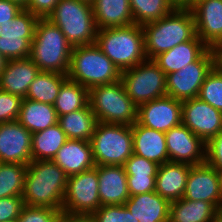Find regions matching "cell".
<instances>
[{
    "instance_id": "obj_35",
    "label": "cell",
    "mask_w": 222,
    "mask_h": 222,
    "mask_svg": "<svg viewBox=\"0 0 222 222\" xmlns=\"http://www.w3.org/2000/svg\"><path fill=\"white\" fill-rule=\"evenodd\" d=\"M198 98L222 112V68L216 65L204 79Z\"/></svg>"
},
{
    "instance_id": "obj_27",
    "label": "cell",
    "mask_w": 222,
    "mask_h": 222,
    "mask_svg": "<svg viewBox=\"0 0 222 222\" xmlns=\"http://www.w3.org/2000/svg\"><path fill=\"white\" fill-rule=\"evenodd\" d=\"M17 121L31 133H37L58 123V116L52 104L23 98Z\"/></svg>"
},
{
    "instance_id": "obj_25",
    "label": "cell",
    "mask_w": 222,
    "mask_h": 222,
    "mask_svg": "<svg viewBox=\"0 0 222 222\" xmlns=\"http://www.w3.org/2000/svg\"><path fill=\"white\" fill-rule=\"evenodd\" d=\"M207 49L208 47L196 36L169 51L158 54L152 61L167 75L195 62Z\"/></svg>"
},
{
    "instance_id": "obj_12",
    "label": "cell",
    "mask_w": 222,
    "mask_h": 222,
    "mask_svg": "<svg viewBox=\"0 0 222 222\" xmlns=\"http://www.w3.org/2000/svg\"><path fill=\"white\" fill-rule=\"evenodd\" d=\"M38 19L23 9L12 21L0 25V54L7 60L29 58Z\"/></svg>"
},
{
    "instance_id": "obj_30",
    "label": "cell",
    "mask_w": 222,
    "mask_h": 222,
    "mask_svg": "<svg viewBox=\"0 0 222 222\" xmlns=\"http://www.w3.org/2000/svg\"><path fill=\"white\" fill-rule=\"evenodd\" d=\"M67 140L59 123L43 131L32 133V160H52Z\"/></svg>"
},
{
    "instance_id": "obj_9",
    "label": "cell",
    "mask_w": 222,
    "mask_h": 222,
    "mask_svg": "<svg viewBox=\"0 0 222 222\" xmlns=\"http://www.w3.org/2000/svg\"><path fill=\"white\" fill-rule=\"evenodd\" d=\"M120 80L137 107L167 95L166 74L152 60L121 71Z\"/></svg>"
},
{
    "instance_id": "obj_37",
    "label": "cell",
    "mask_w": 222,
    "mask_h": 222,
    "mask_svg": "<svg viewBox=\"0 0 222 222\" xmlns=\"http://www.w3.org/2000/svg\"><path fill=\"white\" fill-rule=\"evenodd\" d=\"M61 215L57 209L24 205L17 222H57Z\"/></svg>"
},
{
    "instance_id": "obj_8",
    "label": "cell",
    "mask_w": 222,
    "mask_h": 222,
    "mask_svg": "<svg viewBox=\"0 0 222 222\" xmlns=\"http://www.w3.org/2000/svg\"><path fill=\"white\" fill-rule=\"evenodd\" d=\"M90 143L96 166H123L133 154L132 127L98 122Z\"/></svg>"
},
{
    "instance_id": "obj_34",
    "label": "cell",
    "mask_w": 222,
    "mask_h": 222,
    "mask_svg": "<svg viewBox=\"0 0 222 222\" xmlns=\"http://www.w3.org/2000/svg\"><path fill=\"white\" fill-rule=\"evenodd\" d=\"M27 165L0 163V198L22 196Z\"/></svg>"
},
{
    "instance_id": "obj_52",
    "label": "cell",
    "mask_w": 222,
    "mask_h": 222,
    "mask_svg": "<svg viewBox=\"0 0 222 222\" xmlns=\"http://www.w3.org/2000/svg\"><path fill=\"white\" fill-rule=\"evenodd\" d=\"M92 4L94 0H80Z\"/></svg>"
},
{
    "instance_id": "obj_3",
    "label": "cell",
    "mask_w": 222,
    "mask_h": 222,
    "mask_svg": "<svg viewBox=\"0 0 222 222\" xmlns=\"http://www.w3.org/2000/svg\"><path fill=\"white\" fill-rule=\"evenodd\" d=\"M72 46L47 18H39L31 43L30 59L40 71L68 74Z\"/></svg>"
},
{
    "instance_id": "obj_32",
    "label": "cell",
    "mask_w": 222,
    "mask_h": 222,
    "mask_svg": "<svg viewBox=\"0 0 222 222\" xmlns=\"http://www.w3.org/2000/svg\"><path fill=\"white\" fill-rule=\"evenodd\" d=\"M88 104L89 90L81 84L67 79L61 85L53 106L59 117L85 108Z\"/></svg>"
},
{
    "instance_id": "obj_38",
    "label": "cell",
    "mask_w": 222,
    "mask_h": 222,
    "mask_svg": "<svg viewBox=\"0 0 222 222\" xmlns=\"http://www.w3.org/2000/svg\"><path fill=\"white\" fill-rule=\"evenodd\" d=\"M23 98L0 90V123L17 121Z\"/></svg>"
},
{
    "instance_id": "obj_41",
    "label": "cell",
    "mask_w": 222,
    "mask_h": 222,
    "mask_svg": "<svg viewBox=\"0 0 222 222\" xmlns=\"http://www.w3.org/2000/svg\"><path fill=\"white\" fill-rule=\"evenodd\" d=\"M205 162L217 171L222 170V131L206 143Z\"/></svg>"
},
{
    "instance_id": "obj_48",
    "label": "cell",
    "mask_w": 222,
    "mask_h": 222,
    "mask_svg": "<svg viewBox=\"0 0 222 222\" xmlns=\"http://www.w3.org/2000/svg\"><path fill=\"white\" fill-rule=\"evenodd\" d=\"M15 4H17L18 6H20L22 9H26L27 5L29 3V0H9Z\"/></svg>"
},
{
    "instance_id": "obj_40",
    "label": "cell",
    "mask_w": 222,
    "mask_h": 222,
    "mask_svg": "<svg viewBox=\"0 0 222 222\" xmlns=\"http://www.w3.org/2000/svg\"><path fill=\"white\" fill-rule=\"evenodd\" d=\"M23 207L22 196L0 198V222L18 219Z\"/></svg>"
},
{
    "instance_id": "obj_29",
    "label": "cell",
    "mask_w": 222,
    "mask_h": 222,
    "mask_svg": "<svg viewBox=\"0 0 222 222\" xmlns=\"http://www.w3.org/2000/svg\"><path fill=\"white\" fill-rule=\"evenodd\" d=\"M58 123L68 139L90 141L98 123L90 105L58 117Z\"/></svg>"
},
{
    "instance_id": "obj_20",
    "label": "cell",
    "mask_w": 222,
    "mask_h": 222,
    "mask_svg": "<svg viewBox=\"0 0 222 222\" xmlns=\"http://www.w3.org/2000/svg\"><path fill=\"white\" fill-rule=\"evenodd\" d=\"M65 173L72 176L94 168L90 141L68 139L52 159Z\"/></svg>"
},
{
    "instance_id": "obj_36",
    "label": "cell",
    "mask_w": 222,
    "mask_h": 222,
    "mask_svg": "<svg viewBox=\"0 0 222 222\" xmlns=\"http://www.w3.org/2000/svg\"><path fill=\"white\" fill-rule=\"evenodd\" d=\"M90 219L92 222H139L124 204L100 206Z\"/></svg>"
},
{
    "instance_id": "obj_17",
    "label": "cell",
    "mask_w": 222,
    "mask_h": 222,
    "mask_svg": "<svg viewBox=\"0 0 222 222\" xmlns=\"http://www.w3.org/2000/svg\"><path fill=\"white\" fill-rule=\"evenodd\" d=\"M183 198L187 200H202L222 208V197L218 171L206 162L192 165L186 182Z\"/></svg>"
},
{
    "instance_id": "obj_21",
    "label": "cell",
    "mask_w": 222,
    "mask_h": 222,
    "mask_svg": "<svg viewBox=\"0 0 222 222\" xmlns=\"http://www.w3.org/2000/svg\"><path fill=\"white\" fill-rule=\"evenodd\" d=\"M39 72L30 58L8 60L0 75V90L26 98L29 86Z\"/></svg>"
},
{
    "instance_id": "obj_10",
    "label": "cell",
    "mask_w": 222,
    "mask_h": 222,
    "mask_svg": "<svg viewBox=\"0 0 222 222\" xmlns=\"http://www.w3.org/2000/svg\"><path fill=\"white\" fill-rule=\"evenodd\" d=\"M100 206L98 166L68 177L62 214L90 217Z\"/></svg>"
},
{
    "instance_id": "obj_24",
    "label": "cell",
    "mask_w": 222,
    "mask_h": 222,
    "mask_svg": "<svg viewBox=\"0 0 222 222\" xmlns=\"http://www.w3.org/2000/svg\"><path fill=\"white\" fill-rule=\"evenodd\" d=\"M170 201L155 191L130 196L124 206L139 222H169Z\"/></svg>"
},
{
    "instance_id": "obj_46",
    "label": "cell",
    "mask_w": 222,
    "mask_h": 222,
    "mask_svg": "<svg viewBox=\"0 0 222 222\" xmlns=\"http://www.w3.org/2000/svg\"><path fill=\"white\" fill-rule=\"evenodd\" d=\"M170 2L175 8L190 9L196 3V0H170Z\"/></svg>"
},
{
    "instance_id": "obj_4",
    "label": "cell",
    "mask_w": 222,
    "mask_h": 222,
    "mask_svg": "<svg viewBox=\"0 0 222 222\" xmlns=\"http://www.w3.org/2000/svg\"><path fill=\"white\" fill-rule=\"evenodd\" d=\"M95 44L120 71L147 60L142 25L100 29Z\"/></svg>"
},
{
    "instance_id": "obj_22",
    "label": "cell",
    "mask_w": 222,
    "mask_h": 222,
    "mask_svg": "<svg viewBox=\"0 0 222 222\" xmlns=\"http://www.w3.org/2000/svg\"><path fill=\"white\" fill-rule=\"evenodd\" d=\"M191 166L171 161L159 165L155 192L170 202L183 198Z\"/></svg>"
},
{
    "instance_id": "obj_5",
    "label": "cell",
    "mask_w": 222,
    "mask_h": 222,
    "mask_svg": "<svg viewBox=\"0 0 222 222\" xmlns=\"http://www.w3.org/2000/svg\"><path fill=\"white\" fill-rule=\"evenodd\" d=\"M67 78L91 87L117 82L121 71L96 45L73 47Z\"/></svg>"
},
{
    "instance_id": "obj_47",
    "label": "cell",
    "mask_w": 222,
    "mask_h": 222,
    "mask_svg": "<svg viewBox=\"0 0 222 222\" xmlns=\"http://www.w3.org/2000/svg\"><path fill=\"white\" fill-rule=\"evenodd\" d=\"M217 56V65L222 68V43L215 49Z\"/></svg>"
},
{
    "instance_id": "obj_31",
    "label": "cell",
    "mask_w": 222,
    "mask_h": 222,
    "mask_svg": "<svg viewBox=\"0 0 222 222\" xmlns=\"http://www.w3.org/2000/svg\"><path fill=\"white\" fill-rule=\"evenodd\" d=\"M67 79L66 74L40 71L30 84L26 98L53 105Z\"/></svg>"
},
{
    "instance_id": "obj_15",
    "label": "cell",
    "mask_w": 222,
    "mask_h": 222,
    "mask_svg": "<svg viewBox=\"0 0 222 222\" xmlns=\"http://www.w3.org/2000/svg\"><path fill=\"white\" fill-rule=\"evenodd\" d=\"M169 161L199 165L205 163V145L189 128L180 124L165 133Z\"/></svg>"
},
{
    "instance_id": "obj_26",
    "label": "cell",
    "mask_w": 222,
    "mask_h": 222,
    "mask_svg": "<svg viewBox=\"0 0 222 222\" xmlns=\"http://www.w3.org/2000/svg\"><path fill=\"white\" fill-rule=\"evenodd\" d=\"M92 9L98 30L134 24L129 0H94Z\"/></svg>"
},
{
    "instance_id": "obj_33",
    "label": "cell",
    "mask_w": 222,
    "mask_h": 222,
    "mask_svg": "<svg viewBox=\"0 0 222 222\" xmlns=\"http://www.w3.org/2000/svg\"><path fill=\"white\" fill-rule=\"evenodd\" d=\"M134 24L143 25L171 13L175 7L170 0H129Z\"/></svg>"
},
{
    "instance_id": "obj_51",
    "label": "cell",
    "mask_w": 222,
    "mask_h": 222,
    "mask_svg": "<svg viewBox=\"0 0 222 222\" xmlns=\"http://www.w3.org/2000/svg\"><path fill=\"white\" fill-rule=\"evenodd\" d=\"M218 175H219L220 190H221V197H222V170L218 171Z\"/></svg>"
},
{
    "instance_id": "obj_6",
    "label": "cell",
    "mask_w": 222,
    "mask_h": 222,
    "mask_svg": "<svg viewBox=\"0 0 222 222\" xmlns=\"http://www.w3.org/2000/svg\"><path fill=\"white\" fill-rule=\"evenodd\" d=\"M65 35L72 47L96 42L97 27L92 4L80 0H59L47 17Z\"/></svg>"
},
{
    "instance_id": "obj_43",
    "label": "cell",
    "mask_w": 222,
    "mask_h": 222,
    "mask_svg": "<svg viewBox=\"0 0 222 222\" xmlns=\"http://www.w3.org/2000/svg\"><path fill=\"white\" fill-rule=\"evenodd\" d=\"M58 2L59 0H29L26 10L38 18H47Z\"/></svg>"
},
{
    "instance_id": "obj_45",
    "label": "cell",
    "mask_w": 222,
    "mask_h": 222,
    "mask_svg": "<svg viewBox=\"0 0 222 222\" xmlns=\"http://www.w3.org/2000/svg\"><path fill=\"white\" fill-rule=\"evenodd\" d=\"M57 222H92L90 217H81V216H68L62 214Z\"/></svg>"
},
{
    "instance_id": "obj_44",
    "label": "cell",
    "mask_w": 222,
    "mask_h": 222,
    "mask_svg": "<svg viewBox=\"0 0 222 222\" xmlns=\"http://www.w3.org/2000/svg\"><path fill=\"white\" fill-rule=\"evenodd\" d=\"M23 9L9 0H0V25L12 21Z\"/></svg>"
},
{
    "instance_id": "obj_1",
    "label": "cell",
    "mask_w": 222,
    "mask_h": 222,
    "mask_svg": "<svg viewBox=\"0 0 222 222\" xmlns=\"http://www.w3.org/2000/svg\"><path fill=\"white\" fill-rule=\"evenodd\" d=\"M67 181L66 173L52 160H32L25 176L24 205L61 211Z\"/></svg>"
},
{
    "instance_id": "obj_18",
    "label": "cell",
    "mask_w": 222,
    "mask_h": 222,
    "mask_svg": "<svg viewBox=\"0 0 222 222\" xmlns=\"http://www.w3.org/2000/svg\"><path fill=\"white\" fill-rule=\"evenodd\" d=\"M190 9L197 37L208 48L216 49L222 43V0H198Z\"/></svg>"
},
{
    "instance_id": "obj_50",
    "label": "cell",
    "mask_w": 222,
    "mask_h": 222,
    "mask_svg": "<svg viewBox=\"0 0 222 222\" xmlns=\"http://www.w3.org/2000/svg\"><path fill=\"white\" fill-rule=\"evenodd\" d=\"M213 222H222V208H219L216 212Z\"/></svg>"
},
{
    "instance_id": "obj_19",
    "label": "cell",
    "mask_w": 222,
    "mask_h": 222,
    "mask_svg": "<svg viewBox=\"0 0 222 222\" xmlns=\"http://www.w3.org/2000/svg\"><path fill=\"white\" fill-rule=\"evenodd\" d=\"M98 193L101 206L123 205L129 199L127 174L124 166H98Z\"/></svg>"
},
{
    "instance_id": "obj_53",
    "label": "cell",
    "mask_w": 222,
    "mask_h": 222,
    "mask_svg": "<svg viewBox=\"0 0 222 222\" xmlns=\"http://www.w3.org/2000/svg\"><path fill=\"white\" fill-rule=\"evenodd\" d=\"M6 222H17V219L16 220H11V221H6Z\"/></svg>"
},
{
    "instance_id": "obj_11",
    "label": "cell",
    "mask_w": 222,
    "mask_h": 222,
    "mask_svg": "<svg viewBox=\"0 0 222 222\" xmlns=\"http://www.w3.org/2000/svg\"><path fill=\"white\" fill-rule=\"evenodd\" d=\"M216 65V51L208 48L195 62L166 75L167 96L179 101L198 97L204 79Z\"/></svg>"
},
{
    "instance_id": "obj_16",
    "label": "cell",
    "mask_w": 222,
    "mask_h": 222,
    "mask_svg": "<svg viewBox=\"0 0 222 222\" xmlns=\"http://www.w3.org/2000/svg\"><path fill=\"white\" fill-rule=\"evenodd\" d=\"M32 133L18 121L0 123V163L28 165L32 161Z\"/></svg>"
},
{
    "instance_id": "obj_49",
    "label": "cell",
    "mask_w": 222,
    "mask_h": 222,
    "mask_svg": "<svg viewBox=\"0 0 222 222\" xmlns=\"http://www.w3.org/2000/svg\"><path fill=\"white\" fill-rule=\"evenodd\" d=\"M7 61L8 60L0 54V75L3 72V70L5 69Z\"/></svg>"
},
{
    "instance_id": "obj_42",
    "label": "cell",
    "mask_w": 222,
    "mask_h": 222,
    "mask_svg": "<svg viewBox=\"0 0 222 222\" xmlns=\"http://www.w3.org/2000/svg\"><path fill=\"white\" fill-rule=\"evenodd\" d=\"M156 176L127 175L130 196L155 191Z\"/></svg>"
},
{
    "instance_id": "obj_23",
    "label": "cell",
    "mask_w": 222,
    "mask_h": 222,
    "mask_svg": "<svg viewBox=\"0 0 222 222\" xmlns=\"http://www.w3.org/2000/svg\"><path fill=\"white\" fill-rule=\"evenodd\" d=\"M133 153L159 165L169 161L165 133L140 125L137 121L131 126Z\"/></svg>"
},
{
    "instance_id": "obj_14",
    "label": "cell",
    "mask_w": 222,
    "mask_h": 222,
    "mask_svg": "<svg viewBox=\"0 0 222 222\" xmlns=\"http://www.w3.org/2000/svg\"><path fill=\"white\" fill-rule=\"evenodd\" d=\"M137 122L166 133L182 124V101L166 95L146 102L138 107Z\"/></svg>"
},
{
    "instance_id": "obj_2",
    "label": "cell",
    "mask_w": 222,
    "mask_h": 222,
    "mask_svg": "<svg viewBox=\"0 0 222 222\" xmlns=\"http://www.w3.org/2000/svg\"><path fill=\"white\" fill-rule=\"evenodd\" d=\"M142 28L148 60L197 36L191 9L175 8L159 20L143 24Z\"/></svg>"
},
{
    "instance_id": "obj_7",
    "label": "cell",
    "mask_w": 222,
    "mask_h": 222,
    "mask_svg": "<svg viewBox=\"0 0 222 222\" xmlns=\"http://www.w3.org/2000/svg\"><path fill=\"white\" fill-rule=\"evenodd\" d=\"M89 105L98 122L132 126L138 107L126 94L121 80L89 89Z\"/></svg>"
},
{
    "instance_id": "obj_39",
    "label": "cell",
    "mask_w": 222,
    "mask_h": 222,
    "mask_svg": "<svg viewBox=\"0 0 222 222\" xmlns=\"http://www.w3.org/2000/svg\"><path fill=\"white\" fill-rule=\"evenodd\" d=\"M123 166L127 175L156 176L159 164L133 153Z\"/></svg>"
},
{
    "instance_id": "obj_13",
    "label": "cell",
    "mask_w": 222,
    "mask_h": 222,
    "mask_svg": "<svg viewBox=\"0 0 222 222\" xmlns=\"http://www.w3.org/2000/svg\"><path fill=\"white\" fill-rule=\"evenodd\" d=\"M182 124L204 143L222 131V112L198 97L182 101Z\"/></svg>"
},
{
    "instance_id": "obj_28",
    "label": "cell",
    "mask_w": 222,
    "mask_h": 222,
    "mask_svg": "<svg viewBox=\"0 0 222 222\" xmlns=\"http://www.w3.org/2000/svg\"><path fill=\"white\" fill-rule=\"evenodd\" d=\"M217 210L209 202L181 198L170 203L169 222H213Z\"/></svg>"
}]
</instances>
